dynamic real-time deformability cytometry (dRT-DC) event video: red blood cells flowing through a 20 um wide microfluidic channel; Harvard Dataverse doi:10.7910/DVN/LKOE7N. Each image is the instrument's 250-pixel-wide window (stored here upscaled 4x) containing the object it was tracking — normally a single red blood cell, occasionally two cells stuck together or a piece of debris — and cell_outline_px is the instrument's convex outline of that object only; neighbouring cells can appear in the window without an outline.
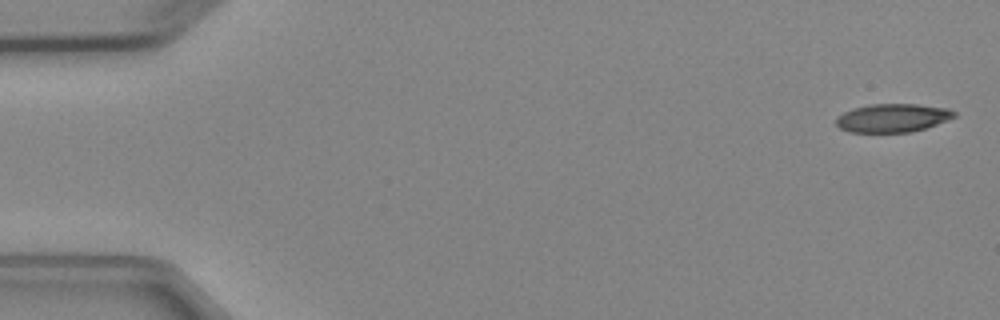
{"species": "Egyptian fruit bat (a non-hibernating species)", "species_latin": "Rousettus aegyptiacus", "temperature_condition": "cold", "stored_images_in_passage": 4, "camera_frame_rate_fps": 3000, "um_per_image_px": 0.085, "animal": {"sex": "female"}, "frame": {"image": 1, "passage_image": 1, "time_ms": 0.0, "image_size_px": [1000, 320], "cell_outline_px": [[956, 116], [936, 124], [912, 132], [848, 132], [840, 128], [836, 124], [836, 116], [852, 108], [868, 104], [916, 104], [948, 108], [956, 112]], "centroid_in_image_um": [75.83, 10.02], "position_along_channel_um": 9.2, "area_um2": 19.59}}
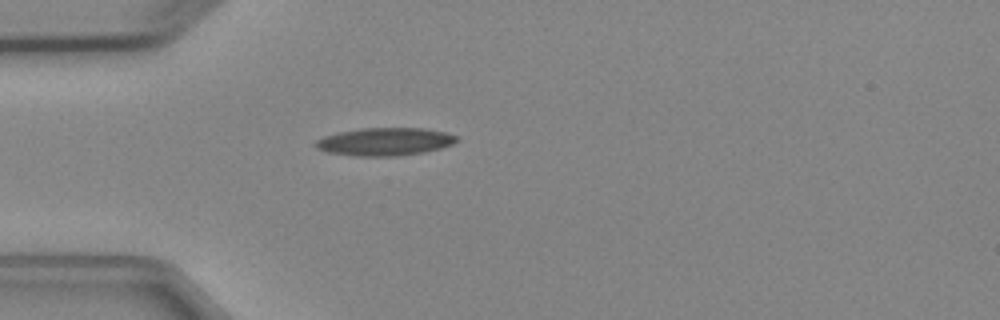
{"frame": {"image": 2, "passage_image": 4, "time_ms": 4.333, "image_size_px": [1000, 320], "cell_outline_px": [[460, 140], [452, 144], [440, 148], [424, 152], [396, 156], [356, 156], [328, 152], [316, 148], [312, 144], [316, 140], [324, 136], [340, 132], [360, 128], [424, 128], [444, 132], [456, 136]], "centroid_in_image_um": [32.69, 12.04], "position_along_channel_um": 52.3, "area_um2": 22.89}}